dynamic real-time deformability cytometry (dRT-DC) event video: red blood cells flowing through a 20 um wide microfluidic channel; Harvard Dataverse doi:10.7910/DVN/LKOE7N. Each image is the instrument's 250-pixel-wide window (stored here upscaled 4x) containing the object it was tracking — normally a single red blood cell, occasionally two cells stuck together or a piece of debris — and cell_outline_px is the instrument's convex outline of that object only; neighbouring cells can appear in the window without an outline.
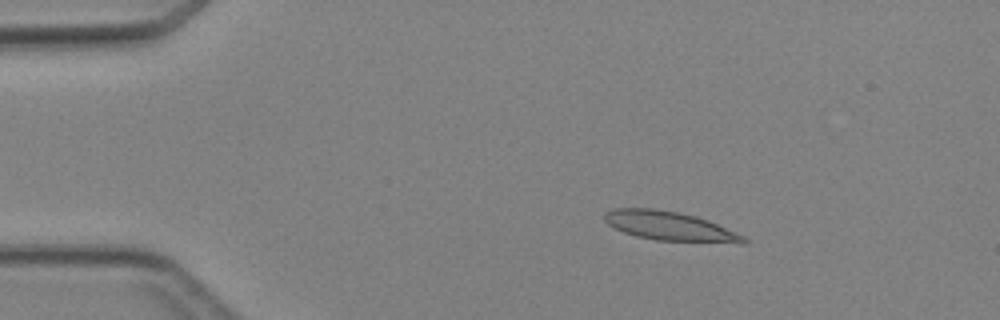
{"species": "Egyptian fruit bat (a non-hibernating species)", "species_latin": "Rousettus aegyptiacus", "temperature_condition": "cold", "stored_images_in_passage": 4, "camera_frame_rate_fps": 3000, "um_per_image_px": 0.085, "animal": {"sex": "female"}, "frame": {"image": 1, "passage_image": 3, "time_ms": 2.333, "image_size_px": [1000, 320], "cell_outline_px": [[748, 240], [744, 244], [740, 244], [656, 240], [636, 236], [624, 232], [608, 224], [604, 220], [604, 212], [612, 208], [656, 208], [696, 216], [708, 220], [736, 232], [744, 236]], "centroid_in_image_um": [56.95, 19.23], "position_along_channel_um": 28.0, "area_um2": 23.81}}